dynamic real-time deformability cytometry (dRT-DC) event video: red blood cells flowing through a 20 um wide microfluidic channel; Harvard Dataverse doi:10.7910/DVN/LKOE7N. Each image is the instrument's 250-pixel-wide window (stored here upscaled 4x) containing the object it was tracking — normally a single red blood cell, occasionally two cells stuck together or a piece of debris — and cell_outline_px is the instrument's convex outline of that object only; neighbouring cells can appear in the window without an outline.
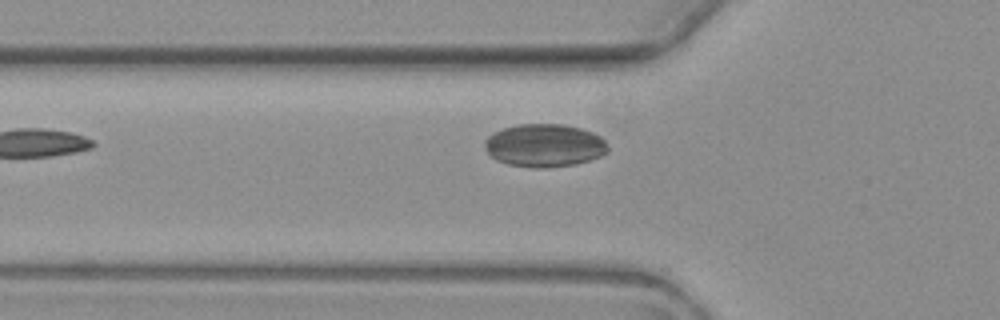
{"species": "common noctule bat (a hibernating species)", "species_latin": "Nyctalus noctula", "temperature_condition": "warm", "stored_images_in_passage": 5, "segment_of_instrument_passage": [2, 2], "camera_frame_rate_fps": 3000, "um_per_image_px": 0.085, "animal": {"sex": "female", "body_mass_g": 19.3, "forearm_length_mm": 54.1}, "frame": {"image": 1, "passage_image": 5, "time_ms": 7.333, "image_size_px": [1000, 320], "cell_outline_px": [[608, 152], [600, 156], [576, 164], [540, 168], [532, 168], [508, 164], [496, 160], [488, 152], [484, 144], [484, 140], [492, 132], [516, 124], [564, 124], [580, 128], [592, 132], [600, 136], [608, 144]], "centroid_in_image_um": [46.27, 12.35], "position_along_channel_um": 79.5, "area_um2": 30.92}}